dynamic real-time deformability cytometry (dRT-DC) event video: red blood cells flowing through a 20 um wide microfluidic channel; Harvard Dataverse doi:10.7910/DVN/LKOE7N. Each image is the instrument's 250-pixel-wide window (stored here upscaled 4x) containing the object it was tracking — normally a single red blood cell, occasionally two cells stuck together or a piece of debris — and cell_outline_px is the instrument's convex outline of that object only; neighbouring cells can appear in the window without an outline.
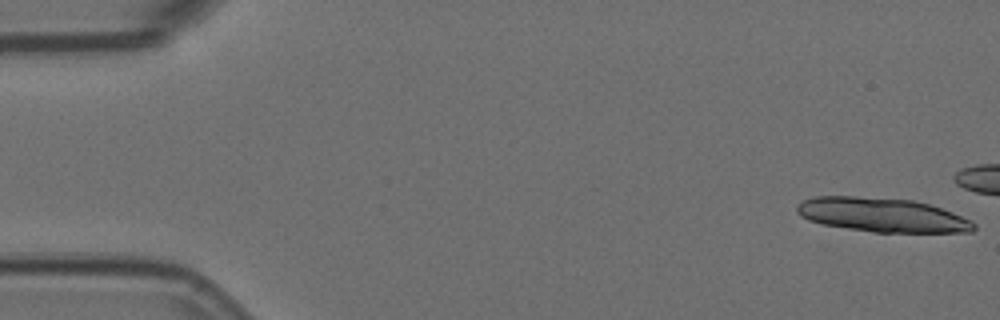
{"species": "Egyptian fruit bat (a non-hibernating species)", "species_latin": "Rousettus aegyptiacus", "temperature_condition": "room temperature", "stored_images_in_passage": 8, "camera_frame_rate_fps": 3000, "um_per_image_px": 0.085, "animal": {"sex": "female"}, "frame": {"image": 1, "passage_image": 1, "time_ms": 0.0, "image_size_px": [1000, 320], "cell_outline_px": [[976, 228], [972, 232], [872, 232], [824, 224], [808, 220], [800, 216], [796, 212], [796, 208], [804, 200], [816, 196], [856, 196], [912, 200], [928, 204], [952, 212], [972, 220], [976, 224]], "centroid_in_image_um": [75.0, 18.27], "position_along_channel_um": 10.0, "area_um2": 35.03}}